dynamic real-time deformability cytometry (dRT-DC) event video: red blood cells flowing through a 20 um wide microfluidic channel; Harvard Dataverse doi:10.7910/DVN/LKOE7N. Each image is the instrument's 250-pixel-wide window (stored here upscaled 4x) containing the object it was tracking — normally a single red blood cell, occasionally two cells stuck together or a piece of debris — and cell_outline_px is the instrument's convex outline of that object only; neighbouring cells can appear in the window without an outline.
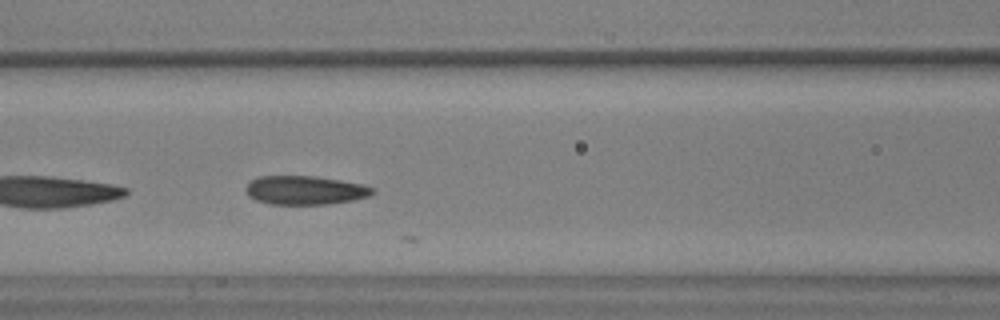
{"species": "common noctule bat (a hibernating species)", "species_latin": "Nyctalus noctula", "temperature_condition": "warm", "stored_images_in_passage": 12, "camera_frame_rate_fps": 3000, "um_per_image_px": 0.085, "animal": {"sex": "male", "body_mass_g": 17.9, "forearm_length_mm": 54.2}, "frame": {"image": 1, "passage_image": 9, "time_ms": 2.667, "image_size_px": [1000, 320], "cell_outline_px": [[376, 192], [368, 196], [352, 200], [324, 204], [268, 204], [256, 200], [248, 196], [244, 188], [252, 180], [260, 176], [312, 176], [340, 180], [364, 184], [376, 188]], "centroid_in_image_um": [25.94, 16.16], "position_along_channel_um": 140.7, "area_um2": 21.27}}